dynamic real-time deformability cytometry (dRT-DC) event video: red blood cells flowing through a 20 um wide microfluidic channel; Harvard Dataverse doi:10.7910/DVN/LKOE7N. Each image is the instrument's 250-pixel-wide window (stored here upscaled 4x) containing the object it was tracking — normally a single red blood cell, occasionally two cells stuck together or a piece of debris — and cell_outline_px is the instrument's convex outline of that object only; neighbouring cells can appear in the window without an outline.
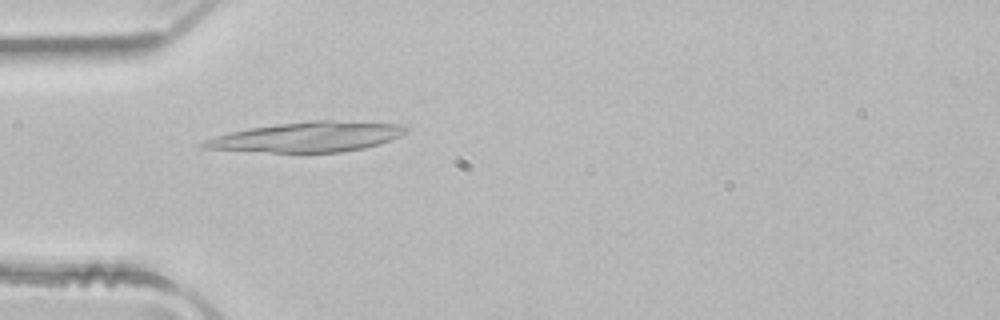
{"species": "common noctule bat (a hibernating species)", "species_latin": "Nyctalus noctula", "temperature_condition": "room temperature", "stored_images_in_passage": 2, "camera_frame_rate_fps": 3000, "um_per_image_px": 0.085, "animal": {"sex": "male", "body_mass_g": 21.5, "forearm_length_mm": 52.0}, "frame": {"image": 1, "passage_image": 2, "time_ms": 0.333, "image_size_px": [1000, 320], "cell_outline_px": [[408, 132], [400, 136], [364, 148], [340, 152], [304, 156], [200, 148], [196, 144], [204, 140], [216, 136], [232, 132], [252, 128], [276, 124], [312, 120], [332, 120], [408, 124]], "centroid_in_image_um": [26.09, 11.68], "position_along_channel_um": 58.9, "area_um2": 36.82}}